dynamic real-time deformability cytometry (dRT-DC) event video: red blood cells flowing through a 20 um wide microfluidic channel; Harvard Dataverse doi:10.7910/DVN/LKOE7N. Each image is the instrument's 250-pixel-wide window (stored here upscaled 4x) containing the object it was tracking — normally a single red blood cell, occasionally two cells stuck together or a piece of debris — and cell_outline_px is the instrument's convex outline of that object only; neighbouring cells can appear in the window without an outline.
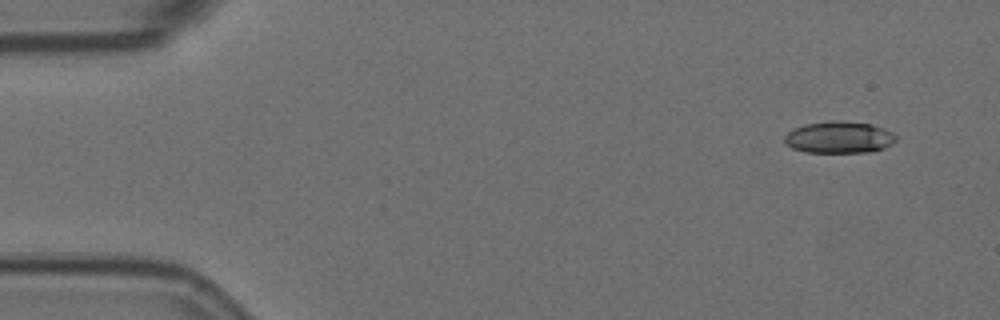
{"species": "Egyptian fruit bat (a non-hibernating species)", "species_latin": "Rousettus aegyptiacus", "temperature_condition": "room temperature", "stored_images_in_passage": 6, "camera_frame_rate_fps": 3000, "um_per_image_px": 0.085, "animal": {"sex": "female"}, "frame": {"image": 1, "passage_image": 1, "time_ms": 0.0, "image_size_px": [1000, 320], "cell_outline_px": [[896, 140], [892, 144], [884, 148], [868, 152], [804, 152], [792, 148], [784, 144], [784, 136], [792, 128], [804, 124], [828, 120], [832, 120], [872, 124], [884, 128], [892, 132], [896, 136]], "centroid_in_image_um": [71.29, 11.66], "position_along_channel_um": 13.7, "area_um2": 20.87}}
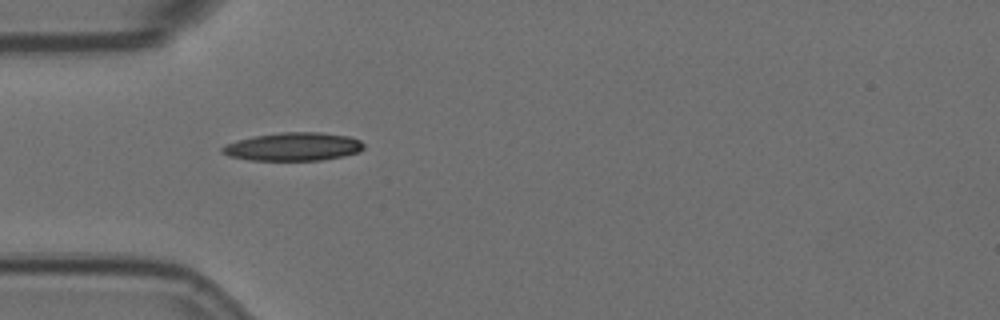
{"frame": {"image": 2, "passage_image": 5, "time_ms": 1.333, "image_size_px": [1000, 320], "cell_outline_px": [[364, 148], [360, 152], [344, 156], [320, 160], [252, 160], [228, 156], [220, 152], [220, 148], [224, 144], [236, 140], [252, 136], [280, 132], [320, 132], [348, 136], [360, 140], [364, 144]], "centroid_in_image_um": [24.9, 12.46], "position_along_channel_um": 60.1, "area_um2": 23.52}}
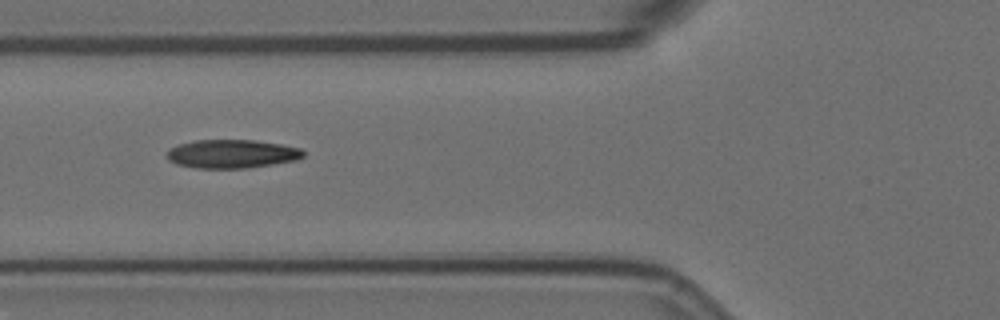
{"frame": {"image": 3, "passage_image": 6, "time_ms": 1.667, "image_size_px": [1000, 320], "cell_outline_px": [[304, 156], [296, 160], [272, 164], [244, 168], [196, 168], [176, 164], [168, 160], [168, 152], [172, 148], [180, 144], [196, 140], [256, 140], [280, 144], [300, 148], [304, 152]], "centroid_in_image_um": [19.72, 13.08], "position_along_channel_um": 106.1, "area_um2": 22.48}}